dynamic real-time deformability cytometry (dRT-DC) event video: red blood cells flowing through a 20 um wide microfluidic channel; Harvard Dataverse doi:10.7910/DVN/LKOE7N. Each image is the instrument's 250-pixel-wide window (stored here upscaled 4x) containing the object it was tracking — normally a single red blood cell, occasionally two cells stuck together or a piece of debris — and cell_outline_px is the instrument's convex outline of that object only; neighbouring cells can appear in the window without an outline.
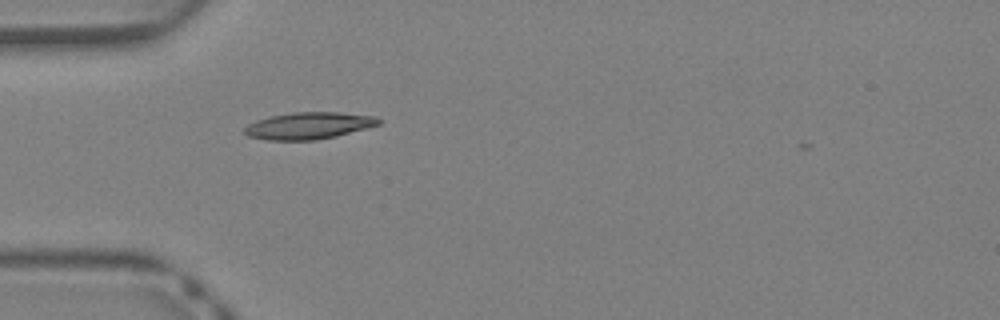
{"species": "Egyptian fruit bat (a non-hibernating species)", "species_latin": "Rousettus aegyptiacus", "temperature_condition": "warm", "stored_images_in_passage": 34, "camera_frame_rate_fps": 3000, "um_per_image_px": 0.085, "animal": {"sex": "female"}, "frame": {"image": 1, "passage_image": 6, "time_ms": 1.667, "image_size_px": [1000, 320], "cell_outline_px": [[380, 124], [368, 128], [336, 136], [316, 140], [268, 140], [248, 136], [244, 132], [244, 128], [248, 124], [256, 120], [272, 116], [296, 112], [340, 112], [376, 116], [380, 120]], "centroid_in_image_um": [26.26, 10.68], "position_along_channel_um": 58.7, "area_um2": 20.98}}
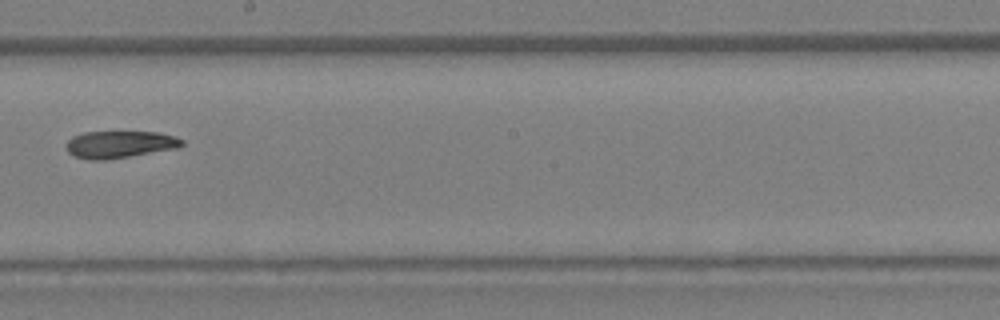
{"frame": {"image": 2, "passage_image": 17, "time_ms": 5.333, "image_size_px": [1000, 320], "cell_outline_px": [[184, 144], [180, 148], [104, 160], [88, 160], [72, 156], [68, 152], [68, 140], [72, 136], [84, 132], [156, 132], [172, 136], [184, 140]], "centroid_in_image_um": [10.18, 12.28], "position_along_channel_um": 238.0, "area_um2": 18.26}}
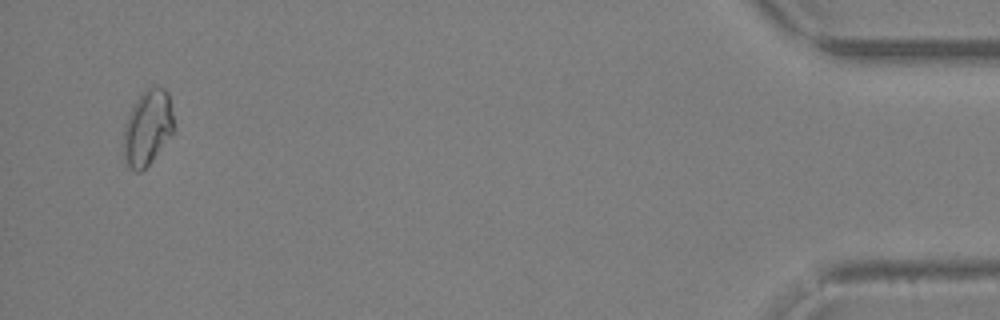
{"frame": {"image": 3, "passage_image": 33, "time_ms": 10.667, "image_size_px": [1000, 320], "cell_outline_px": [[176, 128], [152, 160], [140, 172], [136, 172], [128, 168], [124, 160], [124, 128], [128, 116], [136, 100], [148, 88], [164, 88], [168, 92]], "centroid_in_image_um": [12.55, 10.88], "position_along_channel_um": 422.6, "area_um2": 21.85}, "authors_computed_cell_mechanics": {"area_um2": 18.9006, "velocity_mm_per_s": 4.9981, "shape_relaxation_time_tau1_ms": null, "shape_relaxation_time_tau2_ms": 6.7268, "deformation_change_tau1": null, "deformation_change_tau2": 0.1434}}